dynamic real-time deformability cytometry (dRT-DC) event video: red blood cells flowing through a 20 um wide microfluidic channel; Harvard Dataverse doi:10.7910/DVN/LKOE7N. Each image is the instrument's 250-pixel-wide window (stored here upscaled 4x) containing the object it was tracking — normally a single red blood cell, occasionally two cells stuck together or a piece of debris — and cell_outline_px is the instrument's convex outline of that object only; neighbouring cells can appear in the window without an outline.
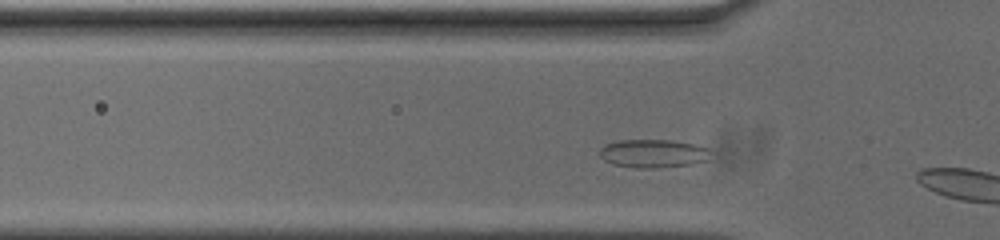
{"species": "common noctule bat (a hibernating species)", "species_latin": "Nyctalus noctula", "temperature_condition": "cold", "stored_images_in_passage": 7, "camera_frame_rate_fps": 3000, "um_per_image_px": 0.085, "animal": {"sex": "male", "body_mass_g": 20.0, "forearm_length_mm": 53.3}, "frame": {"image": 1, "passage_image": 5, "time_ms": 1.333, "image_size_px": [1000, 240], "cell_outline_px": [[708, 160], [692, 164], [656, 168], [632, 168], [612, 164], [604, 160], [600, 156], [600, 148], [604, 144], [620, 140], [672, 140], [692, 144], [708, 148]], "centroid_in_image_um": [55.47, 13.05], "position_along_channel_um": 70.3, "area_um2": 18.32}}